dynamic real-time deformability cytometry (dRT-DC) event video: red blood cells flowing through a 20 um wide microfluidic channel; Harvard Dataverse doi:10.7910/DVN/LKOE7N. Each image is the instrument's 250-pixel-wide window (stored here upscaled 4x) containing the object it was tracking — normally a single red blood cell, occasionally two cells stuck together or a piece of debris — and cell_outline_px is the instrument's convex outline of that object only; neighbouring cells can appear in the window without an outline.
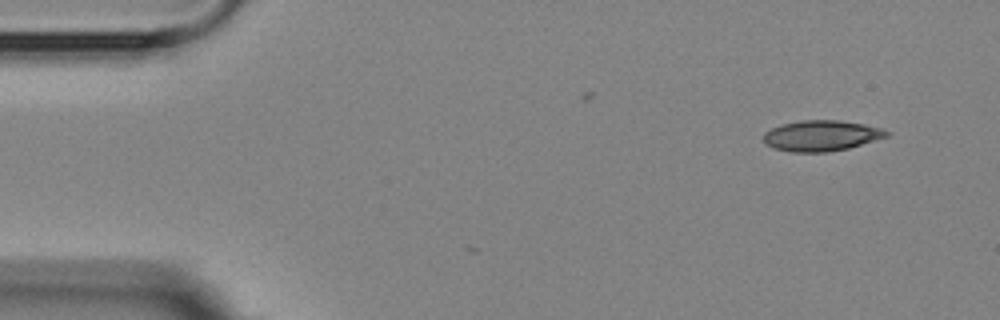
{"species": "Egyptian fruit bat (a non-hibernating species)", "species_latin": "Rousettus aegyptiacus", "temperature_condition": "room temperature", "stored_images_in_passage": 4, "camera_frame_rate_fps": 3000, "um_per_image_px": 0.085, "animal": {"sex": "female"}, "frame": {"image": 1, "passage_image": 1, "time_ms": 0.0, "image_size_px": [1000, 320], "cell_outline_px": [[892, 132], [888, 136], [848, 148], [828, 152], [792, 152], [772, 148], [764, 140], [764, 132], [780, 124], [800, 120], [836, 120], [864, 124], [880, 128]], "centroid_in_image_um": [69.8, 11.53], "position_along_channel_um": 15.2, "area_um2": 21.96}}
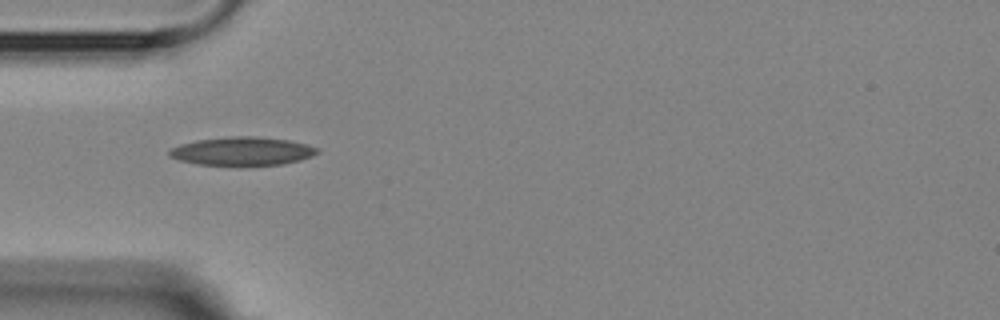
{"frame": {"image": 2, "passage_image": 4, "time_ms": 4.0, "image_size_px": [1000, 320], "cell_outline_px": [[320, 152], [312, 156], [300, 160], [284, 164], [196, 164], [180, 160], [168, 156], [168, 148], [180, 144], [196, 140], [228, 136], [256, 136], [288, 140], [320, 148]], "centroid_in_image_um": [20.57, 12.83], "position_along_channel_um": 64.4, "area_um2": 24.33}}